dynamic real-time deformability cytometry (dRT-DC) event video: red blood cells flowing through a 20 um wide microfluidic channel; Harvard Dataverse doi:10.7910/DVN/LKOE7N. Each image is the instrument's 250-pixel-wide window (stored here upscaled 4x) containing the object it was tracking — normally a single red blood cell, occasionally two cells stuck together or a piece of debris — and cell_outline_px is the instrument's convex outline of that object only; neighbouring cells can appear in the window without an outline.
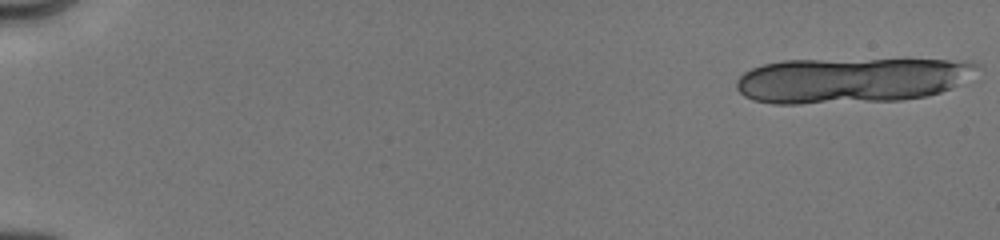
{"species": "human", "species_latin": "Homo sapiens", "temperature_condition": "cold", "stored_images_in_passage": 28, "camera_frame_rate_fps": 3000, "um_per_image_px": 0.085, "donor": {"sex": "male"}, "frame": {"image": 1, "passage_image": 1, "time_ms": 0.0, "image_size_px": [1000, 240], "cell_outline_px": [[980, 64], [952, 88], [940, 92], [924, 96], [900, 100], [800, 104], [772, 104], [752, 100], [744, 96], [736, 88], [736, 80], [744, 72], [752, 68], [764, 64], [784, 60], [948, 60]], "centroid_in_image_um": [72.2, 6.83], "position_along_channel_um": 12.8, "area_um2": 62.94}}
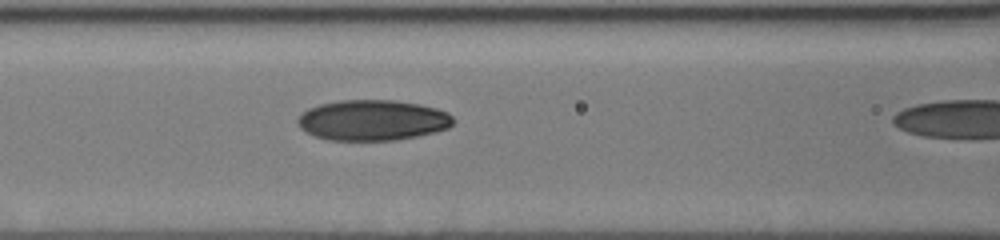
{"frame": {"image": 2, "passage_image": 26, "time_ms": 6.667, "image_size_px": [1000, 240], "cell_outline_px": [[456, 120], [448, 128], [436, 132], [396, 140], [328, 140], [316, 136], [300, 128], [296, 120], [308, 108], [320, 104], [340, 100], [396, 100], [420, 104], [436, 108], [448, 112]], "centroid_in_image_um": [31.7, 10.21], "position_along_channel_um": 134.9, "area_um2": 36.88}}